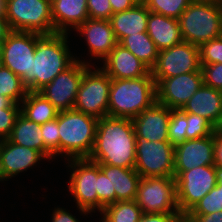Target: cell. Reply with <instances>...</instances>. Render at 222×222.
Instances as JSON below:
<instances>
[{
  "mask_svg": "<svg viewBox=\"0 0 222 222\" xmlns=\"http://www.w3.org/2000/svg\"><path fill=\"white\" fill-rule=\"evenodd\" d=\"M68 37V33H54L38 39L31 66V92H39L78 59L70 52Z\"/></svg>",
  "mask_w": 222,
  "mask_h": 222,
  "instance_id": "2",
  "label": "cell"
},
{
  "mask_svg": "<svg viewBox=\"0 0 222 222\" xmlns=\"http://www.w3.org/2000/svg\"><path fill=\"white\" fill-rule=\"evenodd\" d=\"M100 215L105 222H138L143 215V211L135 200H127L117 201L104 207Z\"/></svg>",
  "mask_w": 222,
  "mask_h": 222,
  "instance_id": "29",
  "label": "cell"
},
{
  "mask_svg": "<svg viewBox=\"0 0 222 222\" xmlns=\"http://www.w3.org/2000/svg\"><path fill=\"white\" fill-rule=\"evenodd\" d=\"M222 211V191L216 185L186 215H208Z\"/></svg>",
  "mask_w": 222,
  "mask_h": 222,
  "instance_id": "32",
  "label": "cell"
},
{
  "mask_svg": "<svg viewBox=\"0 0 222 222\" xmlns=\"http://www.w3.org/2000/svg\"><path fill=\"white\" fill-rule=\"evenodd\" d=\"M27 87L22 79L5 66L0 68V95L20 104L27 95Z\"/></svg>",
  "mask_w": 222,
  "mask_h": 222,
  "instance_id": "30",
  "label": "cell"
},
{
  "mask_svg": "<svg viewBox=\"0 0 222 222\" xmlns=\"http://www.w3.org/2000/svg\"><path fill=\"white\" fill-rule=\"evenodd\" d=\"M176 197L180 213L185 216L216 185L214 165L199 166L174 172Z\"/></svg>",
  "mask_w": 222,
  "mask_h": 222,
  "instance_id": "10",
  "label": "cell"
},
{
  "mask_svg": "<svg viewBox=\"0 0 222 222\" xmlns=\"http://www.w3.org/2000/svg\"><path fill=\"white\" fill-rule=\"evenodd\" d=\"M137 3H143V0H135Z\"/></svg>",
  "mask_w": 222,
  "mask_h": 222,
  "instance_id": "53",
  "label": "cell"
},
{
  "mask_svg": "<svg viewBox=\"0 0 222 222\" xmlns=\"http://www.w3.org/2000/svg\"><path fill=\"white\" fill-rule=\"evenodd\" d=\"M20 108H0V137L8 139L11 135Z\"/></svg>",
  "mask_w": 222,
  "mask_h": 222,
  "instance_id": "40",
  "label": "cell"
},
{
  "mask_svg": "<svg viewBox=\"0 0 222 222\" xmlns=\"http://www.w3.org/2000/svg\"><path fill=\"white\" fill-rule=\"evenodd\" d=\"M203 1H215V2H222V0H203Z\"/></svg>",
  "mask_w": 222,
  "mask_h": 222,
  "instance_id": "52",
  "label": "cell"
},
{
  "mask_svg": "<svg viewBox=\"0 0 222 222\" xmlns=\"http://www.w3.org/2000/svg\"><path fill=\"white\" fill-rule=\"evenodd\" d=\"M214 166L222 168V128L215 131Z\"/></svg>",
  "mask_w": 222,
  "mask_h": 222,
  "instance_id": "44",
  "label": "cell"
},
{
  "mask_svg": "<svg viewBox=\"0 0 222 222\" xmlns=\"http://www.w3.org/2000/svg\"><path fill=\"white\" fill-rule=\"evenodd\" d=\"M203 84L222 91V63L201 65Z\"/></svg>",
  "mask_w": 222,
  "mask_h": 222,
  "instance_id": "38",
  "label": "cell"
},
{
  "mask_svg": "<svg viewBox=\"0 0 222 222\" xmlns=\"http://www.w3.org/2000/svg\"><path fill=\"white\" fill-rule=\"evenodd\" d=\"M4 141L5 139L0 137V156H1V151H2V146H3Z\"/></svg>",
  "mask_w": 222,
  "mask_h": 222,
  "instance_id": "50",
  "label": "cell"
},
{
  "mask_svg": "<svg viewBox=\"0 0 222 222\" xmlns=\"http://www.w3.org/2000/svg\"><path fill=\"white\" fill-rule=\"evenodd\" d=\"M102 63L103 66L100 68L111 79H136L151 72L143 62L119 43Z\"/></svg>",
  "mask_w": 222,
  "mask_h": 222,
  "instance_id": "20",
  "label": "cell"
},
{
  "mask_svg": "<svg viewBox=\"0 0 222 222\" xmlns=\"http://www.w3.org/2000/svg\"><path fill=\"white\" fill-rule=\"evenodd\" d=\"M178 22L183 42L200 47L221 35L222 2L193 0Z\"/></svg>",
  "mask_w": 222,
  "mask_h": 222,
  "instance_id": "5",
  "label": "cell"
},
{
  "mask_svg": "<svg viewBox=\"0 0 222 222\" xmlns=\"http://www.w3.org/2000/svg\"><path fill=\"white\" fill-rule=\"evenodd\" d=\"M79 59L39 91L59 112L74 108L84 70L91 65L92 60Z\"/></svg>",
  "mask_w": 222,
  "mask_h": 222,
  "instance_id": "14",
  "label": "cell"
},
{
  "mask_svg": "<svg viewBox=\"0 0 222 222\" xmlns=\"http://www.w3.org/2000/svg\"><path fill=\"white\" fill-rule=\"evenodd\" d=\"M98 119L72 110L58 113L59 156L69 159L88 158L95 141Z\"/></svg>",
  "mask_w": 222,
  "mask_h": 222,
  "instance_id": "4",
  "label": "cell"
},
{
  "mask_svg": "<svg viewBox=\"0 0 222 222\" xmlns=\"http://www.w3.org/2000/svg\"><path fill=\"white\" fill-rule=\"evenodd\" d=\"M135 202L145 214L180 213L174 177L140 179Z\"/></svg>",
  "mask_w": 222,
  "mask_h": 222,
  "instance_id": "9",
  "label": "cell"
},
{
  "mask_svg": "<svg viewBox=\"0 0 222 222\" xmlns=\"http://www.w3.org/2000/svg\"><path fill=\"white\" fill-rule=\"evenodd\" d=\"M89 19L110 20L113 10L109 0H87Z\"/></svg>",
  "mask_w": 222,
  "mask_h": 222,
  "instance_id": "39",
  "label": "cell"
},
{
  "mask_svg": "<svg viewBox=\"0 0 222 222\" xmlns=\"http://www.w3.org/2000/svg\"><path fill=\"white\" fill-rule=\"evenodd\" d=\"M156 101V83L151 72L136 79H111L108 116L133 119Z\"/></svg>",
  "mask_w": 222,
  "mask_h": 222,
  "instance_id": "3",
  "label": "cell"
},
{
  "mask_svg": "<svg viewBox=\"0 0 222 222\" xmlns=\"http://www.w3.org/2000/svg\"><path fill=\"white\" fill-rule=\"evenodd\" d=\"M43 159L47 160L41 152L5 139L0 156V181H8L23 171L37 166L36 164Z\"/></svg>",
  "mask_w": 222,
  "mask_h": 222,
  "instance_id": "18",
  "label": "cell"
},
{
  "mask_svg": "<svg viewBox=\"0 0 222 222\" xmlns=\"http://www.w3.org/2000/svg\"><path fill=\"white\" fill-rule=\"evenodd\" d=\"M187 117L180 110L171 109L168 124V136L172 145H177L186 140Z\"/></svg>",
  "mask_w": 222,
  "mask_h": 222,
  "instance_id": "34",
  "label": "cell"
},
{
  "mask_svg": "<svg viewBox=\"0 0 222 222\" xmlns=\"http://www.w3.org/2000/svg\"><path fill=\"white\" fill-rule=\"evenodd\" d=\"M215 132L207 137L185 140L174 146V172L214 165Z\"/></svg>",
  "mask_w": 222,
  "mask_h": 222,
  "instance_id": "16",
  "label": "cell"
},
{
  "mask_svg": "<svg viewBox=\"0 0 222 222\" xmlns=\"http://www.w3.org/2000/svg\"><path fill=\"white\" fill-rule=\"evenodd\" d=\"M59 129L57 118L42 124V139L44 146L53 154V159L59 156Z\"/></svg>",
  "mask_w": 222,
  "mask_h": 222,
  "instance_id": "36",
  "label": "cell"
},
{
  "mask_svg": "<svg viewBox=\"0 0 222 222\" xmlns=\"http://www.w3.org/2000/svg\"><path fill=\"white\" fill-rule=\"evenodd\" d=\"M72 169L68 182V191L76 201L79 212L88 216L98 211L97 163L87 158L66 160Z\"/></svg>",
  "mask_w": 222,
  "mask_h": 222,
  "instance_id": "11",
  "label": "cell"
},
{
  "mask_svg": "<svg viewBox=\"0 0 222 222\" xmlns=\"http://www.w3.org/2000/svg\"><path fill=\"white\" fill-rule=\"evenodd\" d=\"M179 110L197 114L208 120L216 129L222 128V91L202 84Z\"/></svg>",
  "mask_w": 222,
  "mask_h": 222,
  "instance_id": "21",
  "label": "cell"
},
{
  "mask_svg": "<svg viewBox=\"0 0 222 222\" xmlns=\"http://www.w3.org/2000/svg\"><path fill=\"white\" fill-rule=\"evenodd\" d=\"M110 87L111 78L98 66L89 65L84 70L73 109L97 119L108 116Z\"/></svg>",
  "mask_w": 222,
  "mask_h": 222,
  "instance_id": "7",
  "label": "cell"
},
{
  "mask_svg": "<svg viewBox=\"0 0 222 222\" xmlns=\"http://www.w3.org/2000/svg\"><path fill=\"white\" fill-rule=\"evenodd\" d=\"M119 44L133 53L150 70L156 65L159 51L147 32L128 35Z\"/></svg>",
  "mask_w": 222,
  "mask_h": 222,
  "instance_id": "28",
  "label": "cell"
},
{
  "mask_svg": "<svg viewBox=\"0 0 222 222\" xmlns=\"http://www.w3.org/2000/svg\"><path fill=\"white\" fill-rule=\"evenodd\" d=\"M87 159L97 164L135 168L136 134L132 119H98L94 146Z\"/></svg>",
  "mask_w": 222,
  "mask_h": 222,
  "instance_id": "1",
  "label": "cell"
},
{
  "mask_svg": "<svg viewBox=\"0 0 222 222\" xmlns=\"http://www.w3.org/2000/svg\"><path fill=\"white\" fill-rule=\"evenodd\" d=\"M41 34L11 30L0 46L3 66L22 79V83L31 91V66L36 43Z\"/></svg>",
  "mask_w": 222,
  "mask_h": 222,
  "instance_id": "8",
  "label": "cell"
},
{
  "mask_svg": "<svg viewBox=\"0 0 222 222\" xmlns=\"http://www.w3.org/2000/svg\"><path fill=\"white\" fill-rule=\"evenodd\" d=\"M149 10L144 3L111 15L110 23L118 43L128 35L147 32Z\"/></svg>",
  "mask_w": 222,
  "mask_h": 222,
  "instance_id": "25",
  "label": "cell"
},
{
  "mask_svg": "<svg viewBox=\"0 0 222 222\" xmlns=\"http://www.w3.org/2000/svg\"><path fill=\"white\" fill-rule=\"evenodd\" d=\"M6 13V0H0V16H5Z\"/></svg>",
  "mask_w": 222,
  "mask_h": 222,
  "instance_id": "49",
  "label": "cell"
},
{
  "mask_svg": "<svg viewBox=\"0 0 222 222\" xmlns=\"http://www.w3.org/2000/svg\"><path fill=\"white\" fill-rule=\"evenodd\" d=\"M202 84V71L164 78L156 85L157 102L169 109L179 110Z\"/></svg>",
  "mask_w": 222,
  "mask_h": 222,
  "instance_id": "15",
  "label": "cell"
},
{
  "mask_svg": "<svg viewBox=\"0 0 222 222\" xmlns=\"http://www.w3.org/2000/svg\"><path fill=\"white\" fill-rule=\"evenodd\" d=\"M193 0H146L150 12L178 19Z\"/></svg>",
  "mask_w": 222,
  "mask_h": 222,
  "instance_id": "31",
  "label": "cell"
},
{
  "mask_svg": "<svg viewBox=\"0 0 222 222\" xmlns=\"http://www.w3.org/2000/svg\"><path fill=\"white\" fill-rule=\"evenodd\" d=\"M184 222H222V211L208 215H185Z\"/></svg>",
  "mask_w": 222,
  "mask_h": 222,
  "instance_id": "42",
  "label": "cell"
},
{
  "mask_svg": "<svg viewBox=\"0 0 222 222\" xmlns=\"http://www.w3.org/2000/svg\"><path fill=\"white\" fill-rule=\"evenodd\" d=\"M0 108H20V104H16L10 98L0 95Z\"/></svg>",
  "mask_w": 222,
  "mask_h": 222,
  "instance_id": "47",
  "label": "cell"
},
{
  "mask_svg": "<svg viewBox=\"0 0 222 222\" xmlns=\"http://www.w3.org/2000/svg\"><path fill=\"white\" fill-rule=\"evenodd\" d=\"M10 30L41 35L57 33L54 30L51 0H6V13Z\"/></svg>",
  "mask_w": 222,
  "mask_h": 222,
  "instance_id": "6",
  "label": "cell"
},
{
  "mask_svg": "<svg viewBox=\"0 0 222 222\" xmlns=\"http://www.w3.org/2000/svg\"><path fill=\"white\" fill-rule=\"evenodd\" d=\"M113 14L133 8L137 2L135 0H109Z\"/></svg>",
  "mask_w": 222,
  "mask_h": 222,
  "instance_id": "45",
  "label": "cell"
},
{
  "mask_svg": "<svg viewBox=\"0 0 222 222\" xmlns=\"http://www.w3.org/2000/svg\"><path fill=\"white\" fill-rule=\"evenodd\" d=\"M3 66V61H2V57H1V54H0V68Z\"/></svg>",
  "mask_w": 222,
  "mask_h": 222,
  "instance_id": "51",
  "label": "cell"
},
{
  "mask_svg": "<svg viewBox=\"0 0 222 222\" xmlns=\"http://www.w3.org/2000/svg\"><path fill=\"white\" fill-rule=\"evenodd\" d=\"M201 71L198 46L182 42L159 51L156 65L151 70L156 85L164 78Z\"/></svg>",
  "mask_w": 222,
  "mask_h": 222,
  "instance_id": "13",
  "label": "cell"
},
{
  "mask_svg": "<svg viewBox=\"0 0 222 222\" xmlns=\"http://www.w3.org/2000/svg\"><path fill=\"white\" fill-rule=\"evenodd\" d=\"M215 174H216L217 186L219 190L222 191V168L215 166Z\"/></svg>",
  "mask_w": 222,
  "mask_h": 222,
  "instance_id": "48",
  "label": "cell"
},
{
  "mask_svg": "<svg viewBox=\"0 0 222 222\" xmlns=\"http://www.w3.org/2000/svg\"><path fill=\"white\" fill-rule=\"evenodd\" d=\"M171 109L157 101L149 108L144 109L132 119L136 139L147 141H169L168 124Z\"/></svg>",
  "mask_w": 222,
  "mask_h": 222,
  "instance_id": "17",
  "label": "cell"
},
{
  "mask_svg": "<svg viewBox=\"0 0 222 222\" xmlns=\"http://www.w3.org/2000/svg\"><path fill=\"white\" fill-rule=\"evenodd\" d=\"M138 222H184V216L181 213H143Z\"/></svg>",
  "mask_w": 222,
  "mask_h": 222,
  "instance_id": "41",
  "label": "cell"
},
{
  "mask_svg": "<svg viewBox=\"0 0 222 222\" xmlns=\"http://www.w3.org/2000/svg\"><path fill=\"white\" fill-rule=\"evenodd\" d=\"M97 197H98V212L110 204H112V184L110 179L106 177L104 172L97 164Z\"/></svg>",
  "mask_w": 222,
  "mask_h": 222,
  "instance_id": "37",
  "label": "cell"
},
{
  "mask_svg": "<svg viewBox=\"0 0 222 222\" xmlns=\"http://www.w3.org/2000/svg\"><path fill=\"white\" fill-rule=\"evenodd\" d=\"M10 27L8 25L7 19L5 16H0V45L6 39L7 35L10 32Z\"/></svg>",
  "mask_w": 222,
  "mask_h": 222,
  "instance_id": "46",
  "label": "cell"
},
{
  "mask_svg": "<svg viewBox=\"0 0 222 222\" xmlns=\"http://www.w3.org/2000/svg\"><path fill=\"white\" fill-rule=\"evenodd\" d=\"M147 33L158 51L183 42L178 19L149 12Z\"/></svg>",
  "mask_w": 222,
  "mask_h": 222,
  "instance_id": "24",
  "label": "cell"
},
{
  "mask_svg": "<svg viewBox=\"0 0 222 222\" xmlns=\"http://www.w3.org/2000/svg\"><path fill=\"white\" fill-rule=\"evenodd\" d=\"M74 31L84 37L89 54L97 60H104L118 44L109 20L88 18Z\"/></svg>",
  "mask_w": 222,
  "mask_h": 222,
  "instance_id": "19",
  "label": "cell"
},
{
  "mask_svg": "<svg viewBox=\"0 0 222 222\" xmlns=\"http://www.w3.org/2000/svg\"><path fill=\"white\" fill-rule=\"evenodd\" d=\"M20 113L39 125L57 118L59 111L40 92L28 91L20 103Z\"/></svg>",
  "mask_w": 222,
  "mask_h": 222,
  "instance_id": "27",
  "label": "cell"
},
{
  "mask_svg": "<svg viewBox=\"0 0 222 222\" xmlns=\"http://www.w3.org/2000/svg\"><path fill=\"white\" fill-rule=\"evenodd\" d=\"M51 216V222H80L76 216H73L69 211H66V209L62 207H55Z\"/></svg>",
  "mask_w": 222,
  "mask_h": 222,
  "instance_id": "43",
  "label": "cell"
},
{
  "mask_svg": "<svg viewBox=\"0 0 222 222\" xmlns=\"http://www.w3.org/2000/svg\"><path fill=\"white\" fill-rule=\"evenodd\" d=\"M41 131L42 125L28 120L20 113L8 139L14 144L41 152L50 161L53 154L44 146Z\"/></svg>",
  "mask_w": 222,
  "mask_h": 222,
  "instance_id": "26",
  "label": "cell"
},
{
  "mask_svg": "<svg viewBox=\"0 0 222 222\" xmlns=\"http://www.w3.org/2000/svg\"><path fill=\"white\" fill-rule=\"evenodd\" d=\"M54 30L68 33L88 18L87 0H51Z\"/></svg>",
  "mask_w": 222,
  "mask_h": 222,
  "instance_id": "22",
  "label": "cell"
},
{
  "mask_svg": "<svg viewBox=\"0 0 222 222\" xmlns=\"http://www.w3.org/2000/svg\"><path fill=\"white\" fill-rule=\"evenodd\" d=\"M134 169L141 178L174 177V145L170 141L136 139Z\"/></svg>",
  "mask_w": 222,
  "mask_h": 222,
  "instance_id": "12",
  "label": "cell"
},
{
  "mask_svg": "<svg viewBox=\"0 0 222 222\" xmlns=\"http://www.w3.org/2000/svg\"><path fill=\"white\" fill-rule=\"evenodd\" d=\"M182 113L187 117L186 140L207 137L216 131V128L205 118L193 113Z\"/></svg>",
  "mask_w": 222,
  "mask_h": 222,
  "instance_id": "33",
  "label": "cell"
},
{
  "mask_svg": "<svg viewBox=\"0 0 222 222\" xmlns=\"http://www.w3.org/2000/svg\"><path fill=\"white\" fill-rule=\"evenodd\" d=\"M98 165L112 184V204L117 201L135 200L141 176L134 168Z\"/></svg>",
  "mask_w": 222,
  "mask_h": 222,
  "instance_id": "23",
  "label": "cell"
},
{
  "mask_svg": "<svg viewBox=\"0 0 222 222\" xmlns=\"http://www.w3.org/2000/svg\"><path fill=\"white\" fill-rule=\"evenodd\" d=\"M201 65L222 63V38L221 36L203 43L200 47Z\"/></svg>",
  "mask_w": 222,
  "mask_h": 222,
  "instance_id": "35",
  "label": "cell"
}]
</instances>
